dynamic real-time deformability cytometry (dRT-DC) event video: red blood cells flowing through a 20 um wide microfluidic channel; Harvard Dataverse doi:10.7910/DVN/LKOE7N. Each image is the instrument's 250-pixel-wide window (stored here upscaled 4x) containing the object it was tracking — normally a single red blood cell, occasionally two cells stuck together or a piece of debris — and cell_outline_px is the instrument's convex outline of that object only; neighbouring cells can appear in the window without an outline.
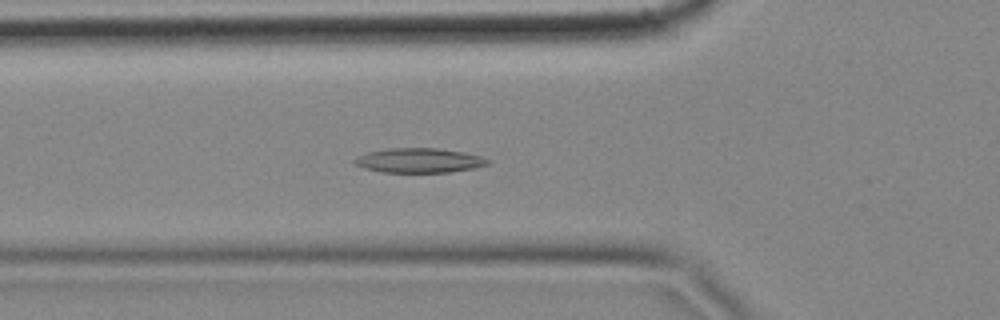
{"species": "common noctule bat (a hibernating species)", "species_latin": "Nyctalus noctula", "temperature_condition": "cold", "stored_images_in_passage": 58, "camera_frame_rate_fps": 3000, "um_per_image_px": 0.085, "animal": {"sex": "female", "body_mass_g": 18.4}, "frame": {"image": 1, "passage_image": 19, "time_ms": 6.0, "image_size_px": [1000, 320], "cell_outline_px": [[492, 160], [488, 164], [472, 168], [448, 172], [380, 172], [364, 168], [356, 164], [352, 160], [368, 152], [388, 148], [440, 148], [464, 152], [480, 156]], "centroid_in_image_um": [35.64, 13.63], "position_along_channel_um": 90.2, "area_um2": 18.96}}
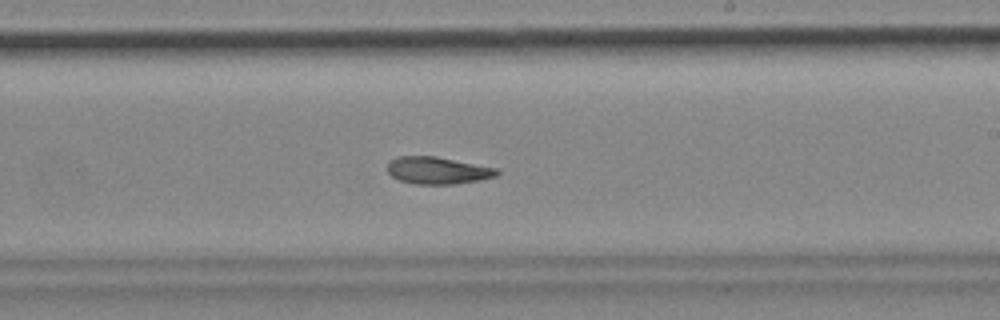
{"frame": {"image": 2, "passage_image": 33, "time_ms": 10.667, "image_size_px": [1000, 320], "cell_outline_px": [[500, 172], [496, 176], [480, 180], [452, 184], [416, 184], [400, 180], [392, 176], [388, 172], [388, 160], [400, 156], [436, 156], [496, 168]], "centroid_in_image_um": [37.19, 14.48], "position_along_channel_um": 251.8, "area_um2": 17.22}}
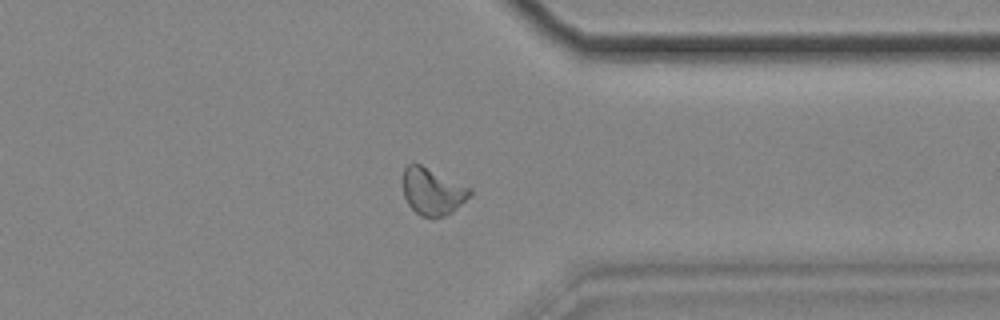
{"frame": {"image": 3, "passage_image": 44, "time_ms": 14.333, "image_size_px": [1000, 320], "cell_outline_px": [[472, 192], [452, 212], [444, 216], [420, 216], [408, 204], [404, 196], [404, 168], [412, 160], [472, 188]], "centroid_in_image_um": [36.74, 16.24], "position_along_channel_um": 374.7, "area_um2": 18.09}}